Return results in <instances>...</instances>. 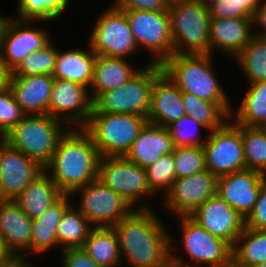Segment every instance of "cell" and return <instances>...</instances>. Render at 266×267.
<instances>
[{"label":"cell","instance_id":"obj_1","mask_svg":"<svg viewBox=\"0 0 266 267\" xmlns=\"http://www.w3.org/2000/svg\"><path fill=\"white\" fill-rule=\"evenodd\" d=\"M145 203L113 226L121 258L125 257L132 267H170V245L174 238Z\"/></svg>","mask_w":266,"mask_h":267},{"label":"cell","instance_id":"obj_2","mask_svg":"<svg viewBox=\"0 0 266 267\" xmlns=\"http://www.w3.org/2000/svg\"><path fill=\"white\" fill-rule=\"evenodd\" d=\"M99 159L90 135L82 127H71L59 140L44 170H51L49 177L63 194H72L98 178Z\"/></svg>","mask_w":266,"mask_h":267},{"label":"cell","instance_id":"obj_3","mask_svg":"<svg viewBox=\"0 0 266 267\" xmlns=\"http://www.w3.org/2000/svg\"><path fill=\"white\" fill-rule=\"evenodd\" d=\"M212 58L211 54H173L161 66L181 92L215 102L231 117L234 111L227 94L217 82Z\"/></svg>","mask_w":266,"mask_h":267},{"label":"cell","instance_id":"obj_4","mask_svg":"<svg viewBox=\"0 0 266 267\" xmlns=\"http://www.w3.org/2000/svg\"><path fill=\"white\" fill-rule=\"evenodd\" d=\"M49 114L26 115L17 125L6 132L2 138L12 148L45 168L51 161L58 142L70 128ZM63 129V130H62Z\"/></svg>","mask_w":266,"mask_h":267},{"label":"cell","instance_id":"obj_5","mask_svg":"<svg viewBox=\"0 0 266 267\" xmlns=\"http://www.w3.org/2000/svg\"><path fill=\"white\" fill-rule=\"evenodd\" d=\"M147 117L135 114L91 113L82 127L91 137L100 157L125 156Z\"/></svg>","mask_w":266,"mask_h":267},{"label":"cell","instance_id":"obj_6","mask_svg":"<svg viewBox=\"0 0 266 267\" xmlns=\"http://www.w3.org/2000/svg\"><path fill=\"white\" fill-rule=\"evenodd\" d=\"M173 54H210V9L196 0L169 4ZM184 47V49H183Z\"/></svg>","mask_w":266,"mask_h":267},{"label":"cell","instance_id":"obj_7","mask_svg":"<svg viewBox=\"0 0 266 267\" xmlns=\"http://www.w3.org/2000/svg\"><path fill=\"white\" fill-rule=\"evenodd\" d=\"M163 73L161 64L149 61L146 67L114 90L101 94L92 113L135 114L147 117L154 81Z\"/></svg>","mask_w":266,"mask_h":267},{"label":"cell","instance_id":"obj_8","mask_svg":"<svg viewBox=\"0 0 266 267\" xmlns=\"http://www.w3.org/2000/svg\"><path fill=\"white\" fill-rule=\"evenodd\" d=\"M182 223V248L191 261L208 267L226 262L232 256V247L223 239L218 238L196 223L190 216H180ZM174 245H170V262L173 267H195L183 262L173 254ZM174 255V256H173Z\"/></svg>","mask_w":266,"mask_h":267},{"label":"cell","instance_id":"obj_9","mask_svg":"<svg viewBox=\"0 0 266 267\" xmlns=\"http://www.w3.org/2000/svg\"><path fill=\"white\" fill-rule=\"evenodd\" d=\"M226 121L203 144L206 169L217 177L246 169L241 125Z\"/></svg>","mask_w":266,"mask_h":267},{"label":"cell","instance_id":"obj_10","mask_svg":"<svg viewBox=\"0 0 266 267\" xmlns=\"http://www.w3.org/2000/svg\"><path fill=\"white\" fill-rule=\"evenodd\" d=\"M93 28L89 46L96 55L126 59L139 50L124 11L109 7Z\"/></svg>","mask_w":266,"mask_h":267},{"label":"cell","instance_id":"obj_11","mask_svg":"<svg viewBox=\"0 0 266 267\" xmlns=\"http://www.w3.org/2000/svg\"><path fill=\"white\" fill-rule=\"evenodd\" d=\"M81 192L80 207L77 208L94 227H113L135 208L111 188L96 179L76 189L71 196Z\"/></svg>","mask_w":266,"mask_h":267},{"label":"cell","instance_id":"obj_12","mask_svg":"<svg viewBox=\"0 0 266 267\" xmlns=\"http://www.w3.org/2000/svg\"><path fill=\"white\" fill-rule=\"evenodd\" d=\"M138 46L149 49L156 58L151 61L162 64L173 55V39L169 13L126 10L124 11Z\"/></svg>","mask_w":266,"mask_h":267},{"label":"cell","instance_id":"obj_13","mask_svg":"<svg viewBox=\"0 0 266 267\" xmlns=\"http://www.w3.org/2000/svg\"><path fill=\"white\" fill-rule=\"evenodd\" d=\"M98 180L121 195L132 207L143 196L154 194L148 184L144 168L124 156L100 157Z\"/></svg>","mask_w":266,"mask_h":267},{"label":"cell","instance_id":"obj_14","mask_svg":"<svg viewBox=\"0 0 266 267\" xmlns=\"http://www.w3.org/2000/svg\"><path fill=\"white\" fill-rule=\"evenodd\" d=\"M31 20L2 18L0 23V55L12 72L32 52L43 48L51 40L45 30L32 28Z\"/></svg>","mask_w":266,"mask_h":267},{"label":"cell","instance_id":"obj_15","mask_svg":"<svg viewBox=\"0 0 266 267\" xmlns=\"http://www.w3.org/2000/svg\"><path fill=\"white\" fill-rule=\"evenodd\" d=\"M89 95L88 88L85 86L54 78L49 101V115L66 122L70 128L72 126L83 127L89 120L93 109V101Z\"/></svg>","mask_w":266,"mask_h":267},{"label":"cell","instance_id":"obj_16","mask_svg":"<svg viewBox=\"0 0 266 267\" xmlns=\"http://www.w3.org/2000/svg\"><path fill=\"white\" fill-rule=\"evenodd\" d=\"M43 171L37 162L0 137V200H15Z\"/></svg>","mask_w":266,"mask_h":267},{"label":"cell","instance_id":"obj_17","mask_svg":"<svg viewBox=\"0 0 266 267\" xmlns=\"http://www.w3.org/2000/svg\"><path fill=\"white\" fill-rule=\"evenodd\" d=\"M218 177L209 170L176 179L165 193L166 205L180 216L191 214L210 197L217 194Z\"/></svg>","mask_w":266,"mask_h":267},{"label":"cell","instance_id":"obj_18","mask_svg":"<svg viewBox=\"0 0 266 267\" xmlns=\"http://www.w3.org/2000/svg\"><path fill=\"white\" fill-rule=\"evenodd\" d=\"M190 217L231 247L246 227L245 218L217 194L199 206Z\"/></svg>","mask_w":266,"mask_h":267},{"label":"cell","instance_id":"obj_19","mask_svg":"<svg viewBox=\"0 0 266 267\" xmlns=\"http://www.w3.org/2000/svg\"><path fill=\"white\" fill-rule=\"evenodd\" d=\"M266 175L252 169H243L218 177L217 195L246 218L257 202Z\"/></svg>","mask_w":266,"mask_h":267},{"label":"cell","instance_id":"obj_20","mask_svg":"<svg viewBox=\"0 0 266 267\" xmlns=\"http://www.w3.org/2000/svg\"><path fill=\"white\" fill-rule=\"evenodd\" d=\"M54 77L49 74L10 76L9 88L26 115L49 114Z\"/></svg>","mask_w":266,"mask_h":267},{"label":"cell","instance_id":"obj_21","mask_svg":"<svg viewBox=\"0 0 266 267\" xmlns=\"http://www.w3.org/2000/svg\"><path fill=\"white\" fill-rule=\"evenodd\" d=\"M0 238L11 255L31 250L32 220L14 200H0Z\"/></svg>","mask_w":266,"mask_h":267},{"label":"cell","instance_id":"obj_22","mask_svg":"<svg viewBox=\"0 0 266 267\" xmlns=\"http://www.w3.org/2000/svg\"><path fill=\"white\" fill-rule=\"evenodd\" d=\"M185 115L181 91L163 72L152 86L148 123L168 127Z\"/></svg>","mask_w":266,"mask_h":267},{"label":"cell","instance_id":"obj_23","mask_svg":"<svg viewBox=\"0 0 266 267\" xmlns=\"http://www.w3.org/2000/svg\"><path fill=\"white\" fill-rule=\"evenodd\" d=\"M252 28V17L221 19L210 16V54L216 48L235 58L249 43Z\"/></svg>","mask_w":266,"mask_h":267},{"label":"cell","instance_id":"obj_24","mask_svg":"<svg viewBox=\"0 0 266 267\" xmlns=\"http://www.w3.org/2000/svg\"><path fill=\"white\" fill-rule=\"evenodd\" d=\"M174 148L173 139L167 127L147 123L124 157L146 169L162 155L172 153Z\"/></svg>","mask_w":266,"mask_h":267},{"label":"cell","instance_id":"obj_25","mask_svg":"<svg viewBox=\"0 0 266 267\" xmlns=\"http://www.w3.org/2000/svg\"><path fill=\"white\" fill-rule=\"evenodd\" d=\"M139 71L140 69L133 68L124 58L96 55L90 85L94 90L90 95L92 101L94 102L101 94L124 85Z\"/></svg>","mask_w":266,"mask_h":267},{"label":"cell","instance_id":"obj_26","mask_svg":"<svg viewBox=\"0 0 266 267\" xmlns=\"http://www.w3.org/2000/svg\"><path fill=\"white\" fill-rule=\"evenodd\" d=\"M62 195L58 186L44 170L14 201L31 220H34L41 217Z\"/></svg>","mask_w":266,"mask_h":267},{"label":"cell","instance_id":"obj_27","mask_svg":"<svg viewBox=\"0 0 266 267\" xmlns=\"http://www.w3.org/2000/svg\"><path fill=\"white\" fill-rule=\"evenodd\" d=\"M71 197V194H63L41 217L32 220V253H44L52 246H58L57 227L64 212L72 205Z\"/></svg>","mask_w":266,"mask_h":267},{"label":"cell","instance_id":"obj_28","mask_svg":"<svg viewBox=\"0 0 266 267\" xmlns=\"http://www.w3.org/2000/svg\"><path fill=\"white\" fill-rule=\"evenodd\" d=\"M89 50L88 52L77 48L65 53L58 50L55 71L52 76L72 81L87 88L90 87L96 54L90 46Z\"/></svg>","mask_w":266,"mask_h":267},{"label":"cell","instance_id":"obj_29","mask_svg":"<svg viewBox=\"0 0 266 267\" xmlns=\"http://www.w3.org/2000/svg\"><path fill=\"white\" fill-rule=\"evenodd\" d=\"M82 249L100 267H118L122 262L118 236L113 227H94Z\"/></svg>","mask_w":266,"mask_h":267},{"label":"cell","instance_id":"obj_30","mask_svg":"<svg viewBox=\"0 0 266 267\" xmlns=\"http://www.w3.org/2000/svg\"><path fill=\"white\" fill-rule=\"evenodd\" d=\"M72 205L64 212L58 227L57 241L62 249L82 248L90 231L94 228L89 220Z\"/></svg>","mask_w":266,"mask_h":267},{"label":"cell","instance_id":"obj_31","mask_svg":"<svg viewBox=\"0 0 266 267\" xmlns=\"http://www.w3.org/2000/svg\"><path fill=\"white\" fill-rule=\"evenodd\" d=\"M235 114L241 126L261 127L266 122V81L250 84Z\"/></svg>","mask_w":266,"mask_h":267},{"label":"cell","instance_id":"obj_32","mask_svg":"<svg viewBox=\"0 0 266 267\" xmlns=\"http://www.w3.org/2000/svg\"><path fill=\"white\" fill-rule=\"evenodd\" d=\"M232 256L247 267H256L265 262L266 230L245 227L232 247Z\"/></svg>","mask_w":266,"mask_h":267},{"label":"cell","instance_id":"obj_33","mask_svg":"<svg viewBox=\"0 0 266 267\" xmlns=\"http://www.w3.org/2000/svg\"><path fill=\"white\" fill-rule=\"evenodd\" d=\"M181 98L186 116L193 117L209 132L221 127L230 118L215 102L202 100L187 92H181Z\"/></svg>","mask_w":266,"mask_h":267},{"label":"cell","instance_id":"obj_34","mask_svg":"<svg viewBox=\"0 0 266 267\" xmlns=\"http://www.w3.org/2000/svg\"><path fill=\"white\" fill-rule=\"evenodd\" d=\"M235 58L250 84L266 81V38L253 34Z\"/></svg>","mask_w":266,"mask_h":267},{"label":"cell","instance_id":"obj_35","mask_svg":"<svg viewBox=\"0 0 266 267\" xmlns=\"http://www.w3.org/2000/svg\"><path fill=\"white\" fill-rule=\"evenodd\" d=\"M246 168L266 175V133L261 127L241 126Z\"/></svg>","mask_w":266,"mask_h":267},{"label":"cell","instance_id":"obj_36","mask_svg":"<svg viewBox=\"0 0 266 267\" xmlns=\"http://www.w3.org/2000/svg\"><path fill=\"white\" fill-rule=\"evenodd\" d=\"M57 55L58 49L50 41L43 48L32 52L27 58L23 59L11 72V76L53 75Z\"/></svg>","mask_w":266,"mask_h":267},{"label":"cell","instance_id":"obj_37","mask_svg":"<svg viewBox=\"0 0 266 267\" xmlns=\"http://www.w3.org/2000/svg\"><path fill=\"white\" fill-rule=\"evenodd\" d=\"M173 153L176 179L206 170L203 146L175 147Z\"/></svg>","mask_w":266,"mask_h":267},{"label":"cell","instance_id":"obj_38","mask_svg":"<svg viewBox=\"0 0 266 267\" xmlns=\"http://www.w3.org/2000/svg\"><path fill=\"white\" fill-rule=\"evenodd\" d=\"M145 171L151 191L156 193L160 190L167 193L176 180L173 153L162 155Z\"/></svg>","mask_w":266,"mask_h":267},{"label":"cell","instance_id":"obj_39","mask_svg":"<svg viewBox=\"0 0 266 267\" xmlns=\"http://www.w3.org/2000/svg\"><path fill=\"white\" fill-rule=\"evenodd\" d=\"M204 128L199 122L193 117L183 116L177 121H174L167 128L173 139L175 147L185 146H203L206 142L200 137V128ZM201 139V140H200Z\"/></svg>","mask_w":266,"mask_h":267},{"label":"cell","instance_id":"obj_40","mask_svg":"<svg viewBox=\"0 0 266 267\" xmlns=\"http://www.w3.org/2000/svg\"><path fill=\"white\" fill-rule=\"evenodd\" d=\"M263 0H219L211 9L212 18L253 17Z\"/></svg>","mask_w":266,"mask_h":267},{"label":"cell","instance_id":"obj_41","mask_svg":"<svg viewBox=\"0 0 266 267\" xmlns=\"http://www.w3.org/2000/svg\"><path fill=\"white\" fill-rule=\"evenodd\" d=\"M26 114L16 103L15 97L8 87L0 91V137L17 125Z\"/></svg>","mask_w":266,"mask_h":267},{"label":"cell","instance_id":"obj_42","mask_svg":"<svg viewBox=\"0 0 266 267\" xmlns=\"http://www.w3.org/2000/svg\"><path fill=\"white\" fill-rule=\"evenodd\" d=\"M245 226L249 229L266 230V178L262 182L253 210L245 218Z\"/></svg>","mask_w":266,"mask_h":267},{"label":"cell","instance_id":"obj_43","mask_svg":"<svg viewBox=\"0 0 266 267\" xmlns=\"http://www.w3.org/2000/svg\"><path fill=\"white\" fill-rule=\"evenodd\" d=\"M112 7L121 11L142 10L168 13L167 0H115Z\"/></svg>","mask_w":266,"mask_h":267},{"label":"cell","instance_id":"obj_44","mask_svg":"<svg viewBox=\"0 0 266 267\" xmlns=\"http://www.w3.org/2000/svg\"><path fill=\"white\" fill-rule=\"evenodd\" d=\"M20 20L45 21V0H18Z\"/></svg>","mask_w":266,"mask_h":267},{"label":"cell","instance_id":"obj_45","mask_svg":"<svg viewBox=\"0 0 266 267\" xmlns=\"http://www.w3.org/2000/svg\"><path fill=\"white\" fill-rule=\"evenodd\" d=\"M62 267H100L82 248L62 250Z\"/></svg>","mask_w":266,"mask_h":267},{"label":"cell","instance_id":"obj_46","mask_svg":"<svg viewBox=\"0 0 266 267\" xmlns=\"http://www.w3.org/2000/svg\"><path fill=\"white\" fill-rule=\"evenodd\" d=\"M69 0H45V21L57 19L68 7Z\"/></svg>","mask_w":266,"mask_h":267},{"label":"cell","instance_id":"obj_47","mask_svg":"<svg viewBox=\"0 0 266 267\" xmlns=\"http://www.w3.org/2000/svg\"><path fill=\"white\" fill-rule=\"evenodd\" d=\"M264 4V5H263ZM252 25H259L263 29H261L260 33L259 31H253V34L255 36L261 37V38H266V0H264L263 3H261V6L259 9L256 10L252 17Z\"/></svg>","mask_w":266,"mask_h":267},{"label":"cell","instance_id":"obj_48","mask_svg":"<svg viewBox=\"0 0 266 267\" xmlns=\"http://www.w3.org/2000/svg\"><path fill=\"white\" fill-rule=\"evenodd\" d=\"M25 258L22 255H10L0 264V267H33L31 266L32 263L26 261Z\"/></svg>","mask_w":266,"mask_h":267},{"label":"cell","instance_id":"obj_49","mask_svg":"<svg viewBox=\"0 0 266 267\" xmlns=\"http://www.w3.org/2000/svg\"><path fill=\"white\" fill-rule=\"evenodd\" d=\"M11 71L5 66L0 55V91L6 90L9 87Z\"/></svg>","mask_w":266,"mask_h":267},{"label":"cell","instance_id":"obj_50","mask_svg":"<svg viewBox=\"0 0 266 267\" xmlns=\"http://www.w3.org/2000/svg\"><path fill=\"white\" fill-rule=\"evenodd\" d=\"M215 267H247L239 263L233 256H231L226 262L216 265Z\"/></svg>","mask_w":266,"mask_h":267},{"label":"cell","instance_id":"obj_51","mask_svg":"<svg viewBox=\"0 0 266 267\" xmlns=\"http://www.w3.org/2000/svg\"><path fill=\"white\" fill-rule=\"evenodd\" d=\"M11 254L6 250L1 238H0V264L6 260Z\"/></svg>","mask_w":266,"mask_h":267},{"label":"cell","instance_id":"obj_52","mask_svg":"<svg viewBox=\"0 0 266 267\" xmlns=\"http://www.w3.org/2000/svg\"><path fill=\"white\" fill-rule=\"evenodd\" d=\"M198 3L211 9L219 0H196ZM210 1V2H209Z\"/></svg>","mask_w":266,"mask_h":267},{"label":"cell","instance_id":"obj_53","mask_svg":"<svg viewBox=\"0 0 266 267\" xmlns=\"http://www.w3.org/2000/svg\"><path fill=\"white\" fill-rule=\"evenodd\" d=\"M169 4L179 1H193V0H167Z\"/></svg>","mask_w":266,"mask_h":267},{"label":"cell","instance_id":"obj_54","mask_svg":"<svg viewBox=\"0 0 266 267\" xmlns=\"http://www.w3.org/2000/svg\"><path fill=\"white\" fill-rule=\"evenodd\" d=\"M256 267H266V261L262 262L261 264L257 265Z\"/></svg>","mask_w":266,"mask_h":267},{"label":"cell","instance_id":"obj_55","mask_svg":"<svg viewBox=\"0 0 266 267\" xmlns=\"http://www.w3.org/2000/svg\"><path fill=\"white\" fill-rule=\"evenodd\" d=\"M261 128L266 133V122L261 126Z\"/></svg>","mask_w":266,"mask_h":267}]
</instances>
